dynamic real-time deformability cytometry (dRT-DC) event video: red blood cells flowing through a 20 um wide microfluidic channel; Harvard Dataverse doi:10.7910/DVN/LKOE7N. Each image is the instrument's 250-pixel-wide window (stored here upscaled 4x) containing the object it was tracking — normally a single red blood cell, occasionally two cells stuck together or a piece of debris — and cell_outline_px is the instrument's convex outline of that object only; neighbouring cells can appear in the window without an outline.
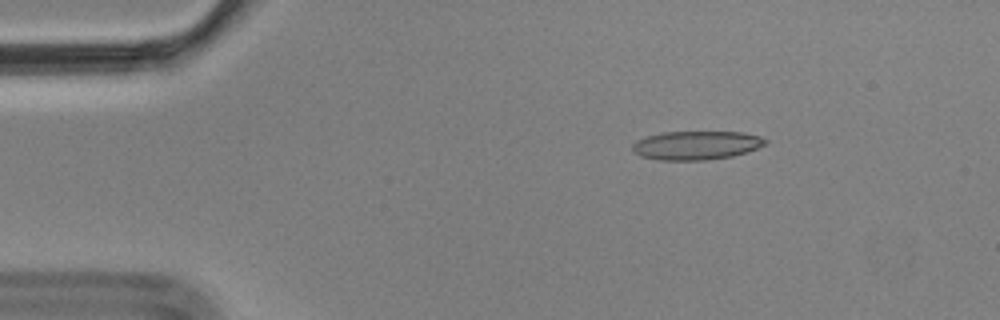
{"species": "Egyptian fruit bat (a non-hibernating species)", "species_latin": "Rousettus aegyptiacus", "temperature_condition": "cold", "stored_images_in_passage": 4, "camera_frame_rate_fps": 3000, "um_per_image_px": 0.085, "animal": {"sex": "male"}, "frame": {"image": 1, "passage_image": 2, "time_ms": 0.333, "image_size_px": [1000, 320], "cell_outline_px": [[768, 140], [764, 144], [756, 148], [732, 156], [708, 160], [656, 160], [640, 156], [632, 152], [632, 144], [636, 140], [648, 136], [664, 132], [740, 132], [760, 136]], "centroid_in_image_um": [59.13, 12.36], "position_along_channel_um": 25.9, "area_um2": 22.2}}